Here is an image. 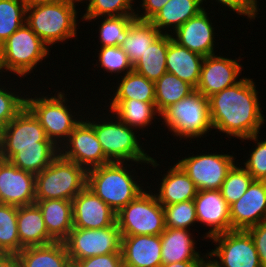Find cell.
<instances>
[{
	"label": "cell",
	"mask_w": 266,
	"mask_h": 267,
	"mask_svg": "<svg viewBox=\"0 0 266 267\" xmlns=\"http://www.w3.org/2000/svg\"><path fill=\"white\" fill-rule=\"evenodd\" d=\"M194 204L198 224L210 227L201 237L207 240L217 234L231 231L230 205L222 197L220 190L198 191Z\"/></svg>",
	"instance_id": "cell-16"
},
{
	"label": "cell",
	"mask_w": 266,
	"mask_h": 267,
	"mask_svg": "<svg viewBox=\"0 0 266 267\" xmlns=\"http://www.w3.org/2000/svg\"><path fill=\"white\" fill-rule=\"evenodd\" d=\"M190 154H192L190 156ZM182 159L176 161L194 182L198 191L220 190L228 172L239 161L236 155L230 152H208L196 154L190 153Z\"/></svg>",
	"instance_id": "cell-10"
},
{
	"label": "cell",
	"mask_w": 266,
	"mask_h": 267,
	"mask_svg": "<svg viewBox=\"0 0 266 267\" xmlns=\"http://www.w3.org/2000/svg\"><path fill=\"white\" fill-rule=\"evenodd\" d=\"M160 34L161 32L149 20L135 18L128 26L126 39L120 47L134 65Z\"/></svg>",
	"instance_id": "cell-32"
},
{
	"label": "cell",
	"mask_w": 266,
	"mask_h": 267,
	"mask_svg": "<svg viewBox=\"0 0 266 267\" xmlns=\"http://www.w3.org/2000/svg\"><path fill=\"white\" fill-rule=\"evenodd\" d=\"M166 228L188 229L198 224L194 200L163 206Z\"/></svg>",
	"instance_id": "cell-42"
},
{
	"label": "cell",
	"mask_w": 266,
	"mask_h": 267,
	"mask_svg": "<svg viewBox=\"0 0 266 267\" xmlns=\"http://www.w3.org/2000/svg\"><path fill=\"white\" fill-rule=\"evenodd\" d=\"M135 15H121V16H105L96 18H81L82 21L92 22L95 20H101V24H98V43L99 47L105 46H121L126 39L128 33V26L135 19Z\"/></svg>",
	"instance_id": "cell-35"
},
{
	"label": "cell",
	"mask_w": 266,
	"mask_h": 267,
	"mask_svg": "<svg viewBox=\"0 0 266 267\" xmlns=\"http://www.w3.org/2000/svg\"><path fill=\"white\" fill-rule=\"evenodd\" d=\"M77 7L69 0L37 5L26 9V24L49 47L77 40L79 27Z\"/></svg>",
	"instance_id": "cell-5"
},
{
	"label": "cell",
	"mask_w": 266,
	"mask_h": 267,
	"mask_svg": "<svg viewBox=\"0 0 266 267\" xmlns=\"http://www.w3.org/2000/svg\"><path fill=\"white\" fill-rule=\"evenodd\" d=\"M204 254L205 256L199 262L198 267H220L207 253Z\"/></svg>",
	"instance_id": "cell-51"
},
{
	"label": "cell",
	"mask_w": 266,
	"mask_h": 267,
	"mask_svg": "<svg viewBox=\"0 0 266 267\" xmlns=\"http://www.w3.org/2000/svg\"><path fill=\"white\" fill-rule=\"evenodd\" d=\"M161 124L180 140L206 138L213 129L210 117L209 99L198 90L168 107L161 114ZM163 120V121H162ZM205 134V135H204ZM196 138V139H195Z\"/></svg>",
	"instance_id": "cell-7"
},
{
	"label": "cell",
	"mask_w": 266,
	"mask_h": 267,
	"mask_svg": "<svg viewBox=\"0 0 266 267\" xmlns=\"http://www.w3.org/2000/svg\"><path fill=\"white\" fill-rule=\"evenodd\" d=\"M63 89L62 91L57 90L54 95L52 92L50 95H46L44 91L43 94H41L42 92L37 93V91L32 92L33 94L31 92L26 94V107L39 120L47 138L58 148L62 146L73 129L82 121L84 118L82 113H85L84 111L81 112L84 110L82 108L75 113L78 108H72L73 105L70 107L68 103L73 104L72 100H68V94H65ZM35 92L37 95L34 94ZM73 109L75 110L73 111Z\"/></svg>",
	"instance_id": "cell-4"
},
{
	"label": "cell",
	"mask_w": 266,
	"mask_h": 267,
	"mask_svg": "<svg viewBox=\"0 0 266 267\" xmlns=\"http://www.w3.org/2000/svg\"><path fill=\"white\" fill-rule=\"evenodd\" d=\"M87 186V170L60 154L35 175L36 200L72 201Z\"/></svg>",
	"instance_id": "cell-8"
},
{
	"label": "cell",
	"mask_w": 266,
	"mask_h": 267,
	"mask_svg": "<svg viewBox=\"0 0 266 267\" xmlns=\"http://www.w3.org/2000/svg\"><path fill=\"white\" fill-rule=\"evenodd\" d=\"M39 142L52 141L26 106L0 132V147L39 146Z\"/></svg>",
	"instance_id": "cell-20"
},
{
	"label": "cell",
	"mask_w": 266,
	"mask_h": 267,
	"mask_svg": "<svg viewBox=\"0 0 266 267\" xmlns=\"http://www.w3.org/2000/svg\"><path fill=\"white\" fill-rule=\"evenodd\" d=\"M208 9L209 7L190 18L171 34L173 40L180 46L204 57L216 54L215 47L218 45V42L217 44L215 42L217 33L214 32L217 28L212 23L213 19L209 17V14L213 12L207 11Z\"/></svg>",
	"instance_id": "cell-15"
},
{
	"label": "cell",
	"mask_w": 266,
	"mask_h": 267,
	"mask_svg": "<svg viewBox=\"0 0 266 267\" xmlns=\"http://www.w3.org/2000/svg\"><path fill=\"white\" fill-rule=\"evenodd\" d=\"M168 170L159 178L161 182L153 192L162 206L194 200L198 190L194 182L178 163L168 166ZM157 191H156V190Z\"/></svg>",
	"instance_id": "cell-23"
},
{
	"label": "cell",
	"mask_w": 266,
	"mask_h": 267,
	"mask_svg": "<svg viewBox=\"0 0 266 267\" xmlns=\"http://www.w3.org/2000/svg\"><path fill=\"white\" fill-rule=\"evenodd\" d=\"M246 231L253 239L262 267H266V220L247 228Z\"/></svg>",
	"instance_id": "cell-46"
},
{
	"label": "cell",
	"mask_w": 266,
	"mask_h": 267,
	"mask_svg": "<svg viewBox=\"0 0 266 267\" xmlns=\"http://www.w3.org/2000/svg\"><path fill=\"white\" fill-rule=\"evenodd\" d=\"M239 164L237 162L228 172L220 188L222 197L229 205L239 200L254 181L248 171Z\"/></svg>",
	"instance_id": "cell-39"
},
{
	"label": "cell",
	"mask_w": 266,
	"mask_h": 267,
	"mask_svg": "<svg viewBox=\"0 0 266 267\" xmlns=\"http://www.w3.org/2000/svg\"><path fill=\"white\" fill-rule=\"evenodd\" d=\"M260 133L241 139L254 142V148L249 151L243 167L248 171L254 180L266 181V138L260 139ZM260 139V140H259Z\"/></svg>",
	"instance_id": "cell-43"
},
{
	"label": "cell",
	"mask_w": 266,
	"mask_h": 267,
	"mask_svg": "<svg viewBox=\"0 0 266 267\" xmlns=\"http://www.w3.org/2000/svg\"><path fill=\"white\" fill-rule=\"evenodd\" d=\"M64 243L72 263L88 257L121 253V233L117 223L99 229L73 228Z\"/></svg>",
	"instance_id": "cell-11"
},
{
	"label": "cell",
	"mask_w": 266,
	"mask_h": 267,
	"mask_svg": "<svg viewBox=\"0 0 266 267\" xmlns=\"http://www.w3.org/2000/svg\"><path fill=\"white\" fill-rule=\"evenodd\" d=\"M200 261H184L174 262L170 264H162L161 267H198Z\"/></svg>",
	"instance_id": "cell-49"
},
{
	"label": "cell",
	"mask_w": 266,
	"mask_h": 267,
	"mask_svg": "<svg viewBox=\"0 0 266 267\" xmlns=\"http://www.w3.org/2000/svg\"><path fill=\"white\" fill-rule=\"evenodd\" d=\"M26 9L21 0H0V46L26 23Z\"/></svg>",
	"instance_id": "cell-37"
},
{
	"label": "cell",
	"mask_w": 266,
	"mask_h": 267,
	"mask_svg": "<svg viewBox=\"0 0 266 267\" xmlns=\"http://www.w3.org/2000/svg\"><path fill=\"white\" fill-rule=\"evenodd\" d=\"M17 230L24 248L55 242L48 234L42 212L36 203L17 206Z\"/></svg>",
	"instance_id": "cell-28"
},
{
	"label": "cell",
	"mask_w": 266,
	"mask_h": 267,
	"mask_svg": "<svg viewBox=\"0 0 266 267\" xmlns=\"http://www.w3.org/2000/svg\"><path fill=\"white\" fill-rule=\"evenodd\" d=\"M168 1L169 0H141L139 3L142 4H139V7H141L142 9L136 7V19L150 20Z\"/></svg>",
	"instance_id": "cell-47"
},
{
	"label": "cell",
	"mask_w": 266,
	"mask_h": 267,
	"mask_svg": "<svg viewBox=\"0 0 266 267\" xmlns=\"http://www.w3.org/2000/svg\"><path fill=\"white\" fill-rule=\"evenodd\" d=\"M49 236L55 242H64L73 229V205L70 200H36Z\"/></svg>",
	"instance_id": "cell-26"
},
{
	"label": "cell",
	"mask_w": 266,
	"mask_h": 267,
	"mask_svg": "<svg viewBox=\"0 0 266 267\" xmlns=\"http://www.w3.org/2000/svg\"><path fill=\"white\" fill-rule=\"evenodd\" d=\"M1 79L2 78H0V83H5L0 84V129L4 128L26 106L25 93H28L27 91L24 92L20 86H18L19 89L13 86L7 88L6 86L8 83L6 84L5 79L4 81ZM15 89L20 92H16ZM12 90L15 91L13 92Z\"/></svg>",
	"instance_id": "cell-40"
},
{
	"label": "cell",
	"mask_w": 266,
	"mask_h": 267,
	"mask_svg": "<svg viewBox=\"0 0 266 267\" xmlns=\"http://www.w3.org/2000/svg\"><path fill=\"white\" fill-rule=\"evenodd\" d=\"M195 88L172 73L166 72L155 82V104L161 115L168 107L185 98Z\"/></svg>",
	"instance_id": "cell-34"
},
{
	"label": "cell",
	"mask_w": 266,
	"mask_h": 267,
	"mask_svg": "<svg viewBox=\"0 0 266 267\" xmlns=\"http://www.w3.org/2000/svg\"><path fill=\"white\" fill-rule=\"evenodd\" d=\"M73 267H124L122 253H109L73 262Z\"/></svg>",
	"instance_id": "cell-45"
},
{
	"label": "cell",
	"mask_w": 266,
	"mask_h": 267,
	"mask_svg": "<svg viewBox=\"0 0 266 267\" xmlns=\"http://www.w3.org/2000/svg\"><path fill=\"white\" fill-rule=\"evenodd\" d=\"M23 248L17 230V206L0 203V253L17 254Z\"/></svg>",
	"instance_id": "cell-36"
},
{
	"label": "cell",
	"mask_w": 266,
	"mask_h": 267,
	"mask_svg": "<svg viewBox=\"0 0 266 267\" xmlns=\"http://www.w3.org/2000/svg\"><path fill=\"white\" fill-rule=\"evenodd\" d=\"M255 83L244 76L235 85L208 98L214 133H224L228 139L239 140L260 133L266 118Z\"/></svg>",
	"instance_id": "cell-1"
},
{
	"label": "cell",
	"mask_w": 266,
	"mask_h": 267,
	"mask_svg": "<svg viewBox=\"0 0 266 267\" xmlns=\"http://www.w3.org/2000/svg\"><path fill=\"white\" fill-rule=\"evenodd\" d=\"M72 4H74L75 6H78L77 4H86V5H83L84 6H87V4L91 1V0H69ZM88 1V2H87Z\"/></svg>",
	"instance_id": "cell-52"
},
{
	"label": "cell",
	"mask_w": 266,
	"mask_h": 267,
	"mask_svg": "<svg viewBox=\"0 0 266 267\" xmlns=\"http://www.w3.org/2000/svg\"><path fill=\"white\" fill-rule=\"evenodd\" d=\"M170 34H160L148 47L147 51L133 65V70L148 80L156 82L166 70V54L168 44L172 40Z\"/></svg>",
	"instance_id": "cell-31"
},
{
	"label": "cell",
	"mask_w": 266,
	"mask_h": 267,
	"mask_svg": "<svg viewBox=\"0 0 266 267\" xmlns=\"http://www.w3.org/2000/svg\"><path fill=\"white\" fill-rule=\"evenodd\" d=\"M58 155L59 148L53 142H39V146L0 147V159L34 175L49 166Z\"/></svg>",
	"instance_id": "cell-22"
},
{
	"label": "cell",
	"mask_w": 266,
	"mask_h": 267,
	"mask_svg": "<svg viewBox=\"0 0 266 267\" xmlns=\"http://www.w3.org/2000/svg\"><path fill=\"white\" fill-rule=\"evenodd\" d=\"M205 8L202 0H169L149 21L162 34L171 35Z\"/></svg>",
	"instance_id": "cell-27"
},
{
	"label": "cell",
	"mask_w": 266,
	"mask_h": 267,
	"mask_svg": "<svg viewBox=\"0 0 266 267\" xmlns=\"http://www.w3.org/2000/svg\"><path fill=\"white\" fill-rule=\"evenodd\" d=\"M203 1V5L207 6V3L210 1L208 0H202ZM211 4H213V0H211ZM217 4H221L220 6L225 7L224 10L229 9V11H232L233 13L239 15V16H244L246 17L249 22H253L254 20H256L255 18L257 17L258 19V14L260 12V8L258 5L259 1L258 0H214ZM206 2V3H205ZM259 11V12H258Z\"/></svg>",
	"instance_id": "cell-44"
},
{
	"label": "cell",
	"mask_w": 266,
	"mask_h": 267,
	"mask_svg": "<svg viewBox=\"0 0 266 267\" xmlns=\"http://www.w3.org/2000/svg\"><path fill=\"white\" fill-rule=\"evenodd\" d=\"M105 109L109 111L108 114L103 112V115H98L99 118L95 114L91 118L90 113L93 112L88 109L86 112L89 116L85 119L93 126L106 158L110 162L151 163L152 157L143 148L144 143L141 144L138 130L127 126L112 111Z\"/></svg>",
	"instance_id": "cell-3"
},
{
	"label": "cell",
	"mask_w": 266,
	"mask_h": 267,
	"mask_svg": "<svg viewBox=\"0 0 266 267\" xmlns=\"http://www.w3.org/2000/svg\"><path fill=\"white\" fill-rule=\"evenodd\" d=\"M240 60L242 61L241 56L232 59L228 56L223 57V54L204 57L196 90L209 98L223 89L235 85L242 79L240 76L244 67L243 64H240Z\"/></svg>",
	"instance_id": "cell-14"
},
{
	"label": "cell",
	"mask_w": 266,
	"mask_h": 267,
	"mask_svg": "<svg viewBox=\"0 0 266 267\" xmlns=\"http://www.w3.org/2000/svg\"><path fill=\"white\" fill-rule=\"evenodd\" d=\"M156 159L153 156L151 163L110 162L89 169L87 170V187L117 213L148 187L146 185L144 187L146 183L141 180V176H138L135 168L139 164H147L148 167L151 165L155 170L161 166ZM134 165L135 168H132Z\"/></svg>",
	"instance_id": "cell-2"
},
{
	"label": "cell",
	"mask_w": 266,
	"mask_h": 267,
	"mask_svg": "<svg viewBox=\"0 0 266 267\" xmlns=\"http://www.w3.org/2000/svg\"><path fill=\"white\" fill-rule=\"evenodd\" d=\"M108 110L129 127L141 132L147 131L148 127L156 121L159 122L161 115L156 109L155 102H142L136 99H108ZM159 117V118H157ZM154 121V122H153ZM145 129V130H144Z\"/></svg>",
	"instance_id": "cell-25"
},
{
	"label": "cell",
	"mask_w": 266,
	"mask_h": 267,
	"mask_svg": "<svg viewBox=\"0 0 266 267\" xmlns=\"http://www.w3.org/2000/svg\"><path fill=\"white\" fill-rule=\"evenodd\" d=\"M73 129L59 148V154L86 170L110 163L106 158L93 126L85 119Z\"/></svg>",
	"instance_id": "cell-13"
},
{
	"label": "cell",
	"mask_w": 266,
	"mask_h": 267,
	"mask_svg": "<svg viewBox=\"0 0 266 267\" xmlns=\"http://www.w3.org/2000/svg\"><path fill=\"white\" fill-rule=\"evenodd\" d=\"M26 8H30L37 5H44L48 3H53L59 0H21Z\"/></svg>",
	"instance_id": "cell-50"
},
{
	"label": "cell",
	"mask_w": 266,
	"mask_h": 267,
	"mask_svg": "<svg viewBox=\"0 0 266 267\" xmlns=\"http://www.w3.org/2000/svg\"><path fill=\"white\" fill-rule=\"evenodd\" d=\"M203 59L204 56L191 52L172 39L166 54V70L196 89Z\"/></svg>",
	"instance_id": "cell-29"
},
{
	"label": "cell",
	"mask_w": 266,
	"mask_h": 267,
	"mask_svg": "<svg viewBox=\"0 0 266 267\" xmlns=\"http://www.w3.org/2000/svg\"><path fill=\"white\" fill-rule=\"evenodd\" d=\"M73 228L99 229L116 223V212L87 186L72 200Z\"/></svg>",
	"instance_id": "cell-18"
},
{
	"label": "cell",
	"mask_w": 266,
	"mask_h": 267,
	"mask_svg": "<svg viewBox=\"0 0 266 267\" xmlns=\"http://www.w3.org/2000/svg\"><path fill=\"white\" fill-rule=\"evenodd\" d=\"M50 48L25 23L0 46V77H7V73L10 74L8 79L12 74L20 79L28 77L49 58Z\"/></svg>",
	"instance_id": "cell-6"
},
{
	"label": "cell",
	"mask_w": 266,
	"mask_h": 267,
	"mask_svg": "<svg viewBox=\"0 0 266 267\" xmlns=\"http://www.w3.org/2000/svg\"><path fill=\"white\" fill-rule=\"evenodd\" d=\"M150 187L116 213L121 236L160 235L165 230L164 208Z\"/></svg>",
	"instance_id": "cell-9"
},
{
	"label": "cell",
	"mask_w": 266,
	"mask_h": 267,
	"mask_svg": "<svg viewBox=\"0 0 266 267\" xmlns=\"http://www.w3.org/2000/svg\"><path fill=\"white\" fill-rule=\"evenodd\" d=\"M160 235L121 236L124 267H161Z\"/></svg>",
	"instance_id": "cell-21"
},
{
	"label": "cell",
	"mask_w": 266,
	"mask_h": 267,
	"mask_svg": "<svg viewBox=\"0 0 266 267\" xmlns=\"http://www.w3.org/2000/svg\"><path fill=\"white\" fill-rule=\"evenodd\" d=\"M16 255L20 267H73L64 242L25 247Z\"/></svg>",
	"instance_id": "cell-30"
},
{
	"label": "cell",
	"mask_w": 266,
	"mask_h": 267,
	"mask_svg": "<svg viewBox=\"0 0 266 267\" xmlns=\"http://www.w3.org/2000/svg\"><path fill=\"white\" fill-rule=\"evenodd\" d=\"M0 267H20L17 255L0 253Z\"/></svg>",
	"instance_id": "cell-48"
},
{
	"label": "cell",
	"mask_w": 266,
	"mask_h": 267,
	"mask_svg": "<svg viewBox=\"0 0 266 267\" xmlns=\"http://www.w3.org/2000/svg\"><path fill=\"white\" fill-rule=\"evenodd\" d=\"M230 220L232 230H246L266 220V181L254 180L230 205Z\"/></svg>",
	"instance_id": "cell-19"
},
{
	"label": "cell",
	"mask_w": 266,
	"mask_h": 267,
	"mask_svg": "<svg viewBox=\"0 0 266 267\" xmlns=\"http://www.w3.org/2000/svg\"><path fill=\"white\" fill-rule=\"evenodd\" d=\"M97 52L99 53L95 52V56L98 54L96 56L98 59L96 60V64L92 65L102 68L104 72L106 71L110 75L115 74L114 76H118L119 78L133 71V64L120 46L100 47ZM119 74L121 75L119 76Z\"/></svg>",
	"instance_id": "cell-38"
},
{
	"label": "cell",
	"mask_w": 266,
	"mask_h": 267,
	"mask_svg": "<svg viewBox=\"0 0 266 267\" xmlns=\"http://www.w3.org/2000/svg\"><path fill=\"white\" fill-rule=\"evenodd\" d=\"M162 264L184 261H201L205 256L199 252L193 233L188 229L165 228L160 234Z\"/></svg>",
	"instance_id": "cell-24"
},
{
	"label": "cell",
	"mask_w": 266,
	"mask_h": 267,
	"mask_svg": "<svg viewBox=\"0 0 266 267\" xmlns=\"http://www.w3.org/2000/svg\"><path fill=\"white\" fill-rule=\"evenodd\" d=\"M208 240L215 248L207 250V255L220 267H262L253 239L246 230H231Z\"/></svg>",
	"instance_id": "cell-12"
},
{
	"label": "cell",
	"mask_w": 266,
	"mask_h": 267,
	"mask_svg": "<svg viewBox=\"0 0 266 267\" xmlns=\"http://www.w3.org/2000/svg\"><path fill=\"white\" fill-rule=\"evenodd\" d=\"M115 84L117 85L115 86ZM109 89L113 94L112 96L107 94L111 97L108 99H136L142 102H155V82L134 70L119 77L118 82Z\"/></svg>",
	"instance_id": "cell-33"
},
{
	"label": "cell",
	"mask_w": 266,
	"mask_h": 267,
	"mask_svg": "<svg viewBox=\"0 0 266 267\" xmlns=\"http://www.w3.org/2000/svg\"><path fill=\"white\" fill-rule=\"evenodd\" d=\"M35 201V175L0 159V203L19 207Z\"/></svg>",
	"instance_id": "cell-17"
},
{
	"label": "cell",
	"mask_w": 266,
	"mask_h": 267,
	"mask_svg": "<svg viewBox=\"0 0 266 267\" xmlns=\"http://www.w3.org/2000/svg\"><path fill=\"white\" fill-rule=\"evenodd\" d=\"M136 0H91L81 18L135 15Z\"/></svg>",
	"instance_id": "cell-41"
}]
</instances>
